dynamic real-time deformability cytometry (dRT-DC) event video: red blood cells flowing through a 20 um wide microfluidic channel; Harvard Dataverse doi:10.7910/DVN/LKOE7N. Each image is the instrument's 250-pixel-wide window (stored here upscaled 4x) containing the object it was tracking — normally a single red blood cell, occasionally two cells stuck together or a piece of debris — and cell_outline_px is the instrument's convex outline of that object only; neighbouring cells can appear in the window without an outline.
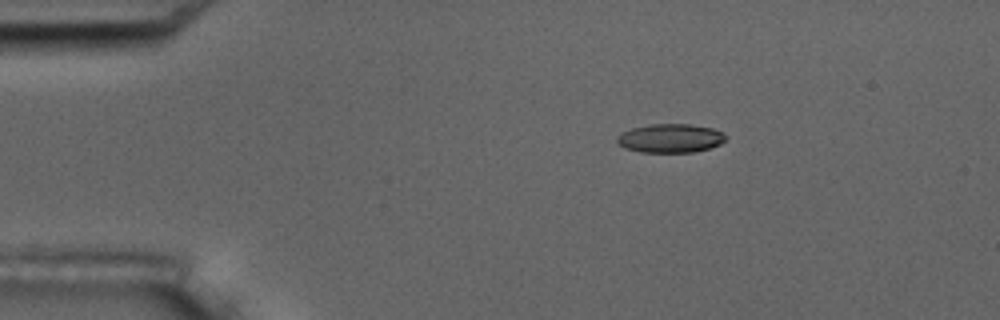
{"species": "common noctule bat (a hibernating species)", "species_latin": "Nyctalus noctula", "temperature_condition": "room temperature", "stored_images_in_passage": 3, "camera_frame_rate_fps": 3000, "um_per_image_px": 0.085, "animal": {"sex": "male", "body_mass_g": 17.5, "forearm_length_mm": 52.3}, "frame": {"image": 1, "passage_image": 1, "time_ms": 0.0, "image_size_px": [1000, 320], "cell_outline_px": [[728, 140], [720, 144], [696, 152], [640, 152], [624, 148], [616, 140], [616, 136], [632, 128], [652, 124], [692, 124], [712, 128], [728, 136]], "centroid_in_image_um": [57.01, 11.75], "position_along_channel_um": 28.0, "area_um2": 18.26}}